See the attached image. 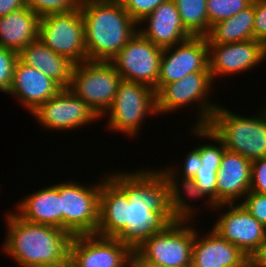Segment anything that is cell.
Returning <instances> with one entry per match:
<instances>
[{"label":"cell","mask_w":266,"mask_h":267,"mask_svg":"<svg viewBox=\"0 0 266 267\" xmlns=\"http://www.w3.org/2000/svg\"><path fill=\"white\" fill-rule=\"evenodd\" d=\"M151 169L107 174L101 182L96 235L116 238L133 251L175 222L167 181L159 169Z\"/></svg>","instance_id":"cell-1"},{"label":"cell","mask_w":266,"mask_h":267,"mask_svg":"<svg viewBox=\"0 0 266 267\" xmlns=\"http://www.w3.org/2000/svg\"><path fill=\"white\" fill-rule=\"evenodd\" d=\"M7 212V235L1 249L18 267L56 266L68 260L72 236L66 230L31 223L12 210Z\"/></svg>","instance_id":"cell-2"},{"label":"cell","mask_w":266,"mask_h":267,"mask_svg":"<svg viewBox=\"0 0 266 267\" xmlns=\"http://www.w3.org/2000/svg\"><path fill=\"white\" fill-rule=\"evenodd\" d=\"M87 60L110 61L137 33L119 0H80Z\"/></svg>","instance_id":"cell-3"},{"label":"cell","mask_w":266,"mask_h":267,"mask_svg":"<svg viewBox=\"0 0 266 267\" xmlns=\"http://www.w3.org/2000/svg\"><path fill=\"white\" fill-rule=\"evenodd\" d=\"M208 127L222 140L226 150L251 162L266 157V105L257 116L248 118L219 104Z\"/></svg>","instance_id":"cell-4"},{"label":"cell","mask_w":266,"mask_h":267,"mask_svg":"<svg viewBox=\"0 0 266 267\" xmlns=\"http://www.w3.org/2000/svg\"><path fill=\"white\" fill-rule=\"evenodd\" d=\"M213 80L210 71H199L187 74L176 82L164 85L156 93V112L157 116L175 112L185 106H192L197 103L198 112L194 126H208L214 111L219 104L212 103L209 96ZM211 88V89H210ZM207 96V97H206ZM201 105V106H200Z\"/></svg>","instance_id":"cell-5"},{"label":"cell","mask_w":266,"mask_h":267,"mask_svg":"<svg viewBox=\"0 0 266 267\" xmlns=\"http://www.w3.org/2000/svg\"><path fill=\"white\" fill-rule=\"evenodd\" d=\"M123 79L110 61L75 64L70 89L100 118L108 111Z\"/></svg>","instance_id":"cell-6"},{"label":"cell","mask_w":266,"mask_h":267,"mask_svg":"<svg viewBox=\"0 0 266 267\" xmlns=\"http://www.w3.org/2000/svg\"><path fill=\"white\" fill-rule=\"evenodd\" d=\"M157 116L156 93L148 85L122 80L108 111L106 123L112 132L135 137L146 116Z\"/></svg>","instance_id":"cell-7"},{"label":"cell","mask_w":266,"mask_h":267,"mask_svg":"<svg viewBox=\"0 0 266 267\" xmlns=\"http://www.w3.org/2000/svg\"><path fill=\"white\" fill-rule=\"evenodd\" d=\"M100 178L96 184L59 182L53 184L61 195V211L63 212V230L71 236L96 234L99 223Z\"/></svg>","instance_id":"cell-8"},{"label":"cell","mask_w":266,"mask_h":267,"mask_svg":"<svg viewBox=\"0 0 266 267\" xmlns=\"http://www.w3.org/2000/svg\"><path fill=\"white\" fill-rule=\"evenodd\" d=\"M39 39L56 54L69 58L75 64L87 61L84 22L80 6L66 13L42 16Z\"/></svg>","instance_id":"cell-9"},{"label":"cell","mask_w":266,"mask_h":267,"mask_svg":"<svg viewBox=\"0 0 266 267\" xmlns=\"http://www.w3.org/2000/svg\"><path fill=\"white\" fill-rule=\"evenodd\" d=\"M185 225V226H184ZM190 221H175L146 239L136 251L146 260L167 267H191L195 228Z\"/></svg>","instance_id":"cell-10"},{"label":"cell","mask_w":266,"mask_h":267,"mask_svg":"<svg viewBox=\"0 0 266 267\" xmlns=\"http://www.w3.org/2000/svg\"><path fill=\"white\" fill-rule=\"evenodd\" d=\"M162 52L137 31L110 62L124 81L148 85L157 93Z\"/></svg>","instance_id":"cell-11"},{"label":"cell","mask_w":266,"mask_h":267,"mask_svg":"<svg viewBox=\"0 0 266 267\" xmlns=\"http://www.w3.org/2000/svg\"><path fill=\"white\" fill-rule=\"evenodd\" d=\"M228 208L225 210L224 208ZM225 210L211 227L221 237L237 246L251 260L266 242V227L241 203L215 205L213 211Z\"/></svg>","instance_id":"cell-12"},{"label":"cell","mask_w":266,"mask_h":267,"mask_svg":"<svg viewBox=\"0 0 266 267\" xmlns=\"http://www.w3.org/2000/svg\"><path fill=\"white\" fill-rule=\"evenodd\" d=\"M46 131H66L99 120L94 111L70 89L62 88L55 96L41 104L33 113ZM89 123V124H88Z\"/></svg>","instance_id":"cell-13"},{"label":"cell","mask_w":266,"mask_h":267,"mask_svg":"<svg viewBox=\"0 0 266 267\" xmlns=\"http://www.w3.org/2000/svg\"><path fill=\"white\" fill-rule=\"evenodd\" d=\"M132 250L116 238L72 236L69 260L74 267H129Z\"/></svg>","instance_id":"cell-14"},{"label":"cell","mask_w":266,"mask_h":267,"mask_svg":"<svg viewBox=\"0 0 266 267\" xmlns=\"http://www.w3.org/2000/svg\"><path fill=\"white\" fill-rule=\"evenodd\" d=\"M199 71H209L206 37H191L180 44L164 48L157 80V92L164 85Z\"/></svg>","instance_id":"cell-15"},{"label":"cell","mask_w":266,"mask_h":267,"mask_svg":"<svg viewBox=\"0 0 266 267\" xmlns=\"http://www.w3.org/2000/svg\"><path fill=\"white\" fill-rule=\"evenodd\" d=\"M211 78L250 71L266 60V45L255 39L244 42L208 44ZM263 60V61H262ZM261 62V63H260Z\"/></svg>","instance_id":"cell-16"},{"label":"cell","mask_w":266,"mask_h":267,"mask_svg":"<svg viewBox=\"0 0 266 267\" xmlns=\"http://www.w3.org/2000/svg\"><path fill=\"white\" fill-rule=\"evenodd\" d=\"M62 87L36 68L18 59L15 63L9 95L19 99V103L30 113L55 96Z\"/></svg>","instance_id":"cell-17"},{"label":"cell","mask_w":266,"mask_h":267,"mask_svg":"<svg viewBox=\"0 0 266 267\" xmlns=\"http://www.w3.org/2000/svg\"><path fill=\"white\" fill-rule=\"evenodd\" d=\"M195 228L191 267H248L251 259L211 229L200 235Z\"/></svg>","instance_id":"cell-18"},{"label":"cell","mask_w":266,"mask_h":267,"mask_svg":"<svg viewBox=\"0 0 266 267\" xmlns=\"http://www.w3.org/2000/svg\"><path fill=\"white\" fill-rule=\"evenodd\" d=\"M143 23H147V25L137 26L138 32L162 49L180 44L192 37L185 30L179 11L173 0L159 5L149 15L143 18L138 25H142Z\"/></svg>","instance_id":"cell-19"},{"label":"cell","mask_w":266,"mask_h":267,"mask_svg":"<svg viewBox=\"0 0 266 267\" xmlns=\"http://www.w3.org/2000/svg\"><path fill=\"white\" fill-rule=\"evenodd\" d=\"M251 167L250 160L225 149L217 171L216 205L234 204L240 198L238 203L242 202L250 191Z\"/></svg>","instance_id":"cell-20"},{"label":"cell","mask_w":266,"mask_h":267,"mask_svg":"<svg viewBox=\"0 0 266 267\" xmlns=\"http://www.w3.org/2000/svg\"><path fill=\"white\" fill-rule=\"evenodd\" d=\"M20 200L16 204L15 213L23 220L63 229L61 195L54 185L36 190Z\"/></svg>","instance_id":"cell-21"},{"label":"cell","mask_w":266,"mask_h":267,"mask_svg":"<svg viewBox=\"0 0 266 267\" xmlns=\"http://www.w3.org/2000/svg\"><path fill=\"white\" fill-rule=\"evenodd\" d=\"M159 170L168 184L169 207L175 221H190L194 223L192 219H194L196 216L195 214H197L195 211L200 209H196L195 206L193 207V205L189 204L191 199L195 200L197 198L201 200V198H205L207 200L206 205H208V209L215 208V204L197 186L193 178L182 176L180 178L169 166L168 168H160ZM178 178H180L181 181ZM187 198H189V200Z\"/></svg>","instance_id":"cell-22"},{"label":"cell","mask_w":266,"mask_h":267,"mask_svg":"<svg viewBox=\"0 0 266 267\" xmlns=\"http://www.w3.org/2000/svg\"><path fill=\"white\" fill-rule=\"evenodd\" d=\"M19 59L56 81L62 88H68L75 63L56 54L40 39L29 43L19 52Z\"/></svg>","instance_id":"cell-23"},{"label":"cell","mask_w":266,"mask_h":267,"mask_svg":"<svg viewBox=\"0 0 266 267\" xmlns=\"http://www.w3.org/2000/svg\"><path fill=\"white\" fill-rule=\"evenodd\" d=\"M41 17L28 7L0 17V46L19 53L39 39Z\"/></svg>","instance_id":"cell-24"},{"label":"cell","mask_w":266,"mask_h":267,"mask_svg":"<svg viewBox=\"0 0 266 267\" xmlns=\"http://www.w3.org/2000/svg\"><path fill=\"white\" fill-rule=\"evenodd\" d=\"M255 0L246 9L211 26L208 44L244 42L253 39Z\"/></svg>","instance_id":"cell-25"},{"label":"cell","mask_w":266,"mask_h":267,"mask_svg":"<svg viewBox=\"0 0 266 267\" xmlns=\"http://www.w3.org/2000/svg\"><path fill=\"white\" fill-rule=\"evenodd\" d=\"M185 30L192 37H206L211 26L207 16V0H173Z\"/></svg>","instance_id":"cell-26"},{"label":"cell","mask_w":266,"mask_h":267,"mask_svg":"<svg viewBox=\"0 0 266 267\" xmlns=\"http://www.w3.org/2000/svg\"><path fill=\"white\" fill-rule=\"evenodd\" d=\"M192 129V134L198 136V138L208 139L212 140V142L216 141L214 143H218V145L211 143L201 144L200 158L203 164L202 166L219 167L225 151L222 140L208 126L193 125Z\"/></svg>","instance_id":"cell-27"},{"label":"cell","mask_w":266,"mask_h":267,"mask_svg":"<svg viewBox=\"0 0 266 267\" xmlns=\"http://www.w3.org/2000/svg\"><path fill=\"white\" fill-rule=\"evenodd\" d=\"M253 0H207L209 25L226 20L252 4Z\"/></svg>","instance_id":"cell-28"},{"label":"cell","mask_w":266,"mask_h":267,"mask_svg":"<svg viewBox=\"0 0 266 267\" xmlns=\"http://www.w3.org/2000/svg\"><path fill=\"white\" fill-rule=\"evenodd\" d=\"M80 0H25L26 6L38 16L66 13L79 6Z\"/></svg>","instance_id":"cell-29"},{"label":"cell","mask_w":266,"mask_h":267,"mask_svg":"<svg viewBox=\"0 0 266 267\" xmlns=\"http://www.w3.org/2000/svg\"><path fill=\"white\" fill-rule=\"evenodd\" d=\"M19 53L0 46V91L8 94Z\"/></svg>","instance_id":"cell-30"},{"label":"cell","mask_w":266,"mask_h":267,"mask_svg":"<svg viewBox=\"0 0 266 267\" xmlns=\"http://www.w3.org/2000/svg\"><path fill=\"white\" fill-rule=\"evenodd\" d=\"M122 7L131 18L138 24L149 15L155 8L169 0H119Z\"/></svg>","instance_id":"cell-31"},{"label":"cell","mask_w":266,"mask_h":267,"mask_svg":"<svg viewBox=\"0 0 266 267\" xmlns=\"http://www.w3.org/2000/svg\"><path fill=\"white\" fill-rule=\"evenodd\" d=\"M219 167L201 166L193 177L197 186L216 205V179Z\"/></svg>","instance_id":"cell-32"},{"label":"cell","mask_w":266,"mask_h":267,"mask_svg":"<svg viewBox=\"0 0 266 267\" xmlns=\"http://www.w3.org/2000/svg\"><path fill=\"white\" fill-rule=\"evenodd\" d=\"M241 204L266 227V194L249 191Z\"/></svg>","instance_id":"cell-33"},{"label":"cell","mask_w":266,"mask_h":267,"mask_svg":"<svg viewBox=\"0 0 266 267\" xmlns=\"http://www.w3.org/2000/svg\"><path fill=\"white\" fill-rule=\"evenodd\" d=\"M250 191L266 194V157L252 161Z\"/></svg>","instance_id":"cell-34"},{"label":"cell","mask_w":266,"mask_h":267,"mask_svg":"<svg viewBox=\"0 0 266 267\" xmlns=\"http://www.w3.org/2000/svg\"><path fill=\"white\" fill-rule=\"evenodd\" d=\"M253 39L266 45V0H255Z\"/></svg>","instance_id":"cell-35"},{"label":"cell","mask_w":266,"mask_h":267,"mask_svg":"<svg viewBox=\"0 0 266 267\" xmlns=\"http://www.w3.org/2000/svg\"><path fill=\"white\" fill-rule=\"evenodd\" d=\"M183 161V169L180 167L178 169V166L175 167L177 170L174 168V166L170 165L169 167H171L176 174H179L178 176L182 175V177L193 178L197 170L203 165L200 158V146L198 145L197 147H194L193 150L188 151V154ZM179 170H182V173Z\"/></svg>","instance_id":"cell-36"},{"label":"cell","mask_w":266,"mask_h":267,"mask_svg":"<svg viewBox=\"0 0 266 267\" xmlns=\"http://www.w3.org/2000/svg\"><path fill=\"white\" fill-rule=\"evenodd\" d=\"M26 6L25 0H0V17Z\"/></svg>","instance_id":"cell-37"},{"label":"cell","mask_w":266,"mask_h":267,"mask_svg":"<svg viewBox=\"0 0 266 267\" xmlns=\"http://www.w3.org/2000/svg\"><path fill=\"white\" fill-rule=\"evenodd\" d=\"M129 267H167L152 263L144 259L136 250H133L130 257Z\"/></svg>","instance_id":"cell-38"},{"label":"cell","mask_w":266,"mask_h":267,"mask_svg":"<svg viewBox=\"0 0 266 267\" xmlns=\"http://www.w3.org/2000/svg\"><path fill=\"white\" fill-rule=\"evenodd\" d=\"M251 263L255 267H266V242L262 246L261 250L251 260Z\"/></svg>","instance_id":"cell-39"},{"label":"cell","mask_w":266,"mask_h":267,"mask_svg":"<svg viewBox=\"0 0 266 267\" xmlns=\"http://www.w3.org/2000/svg\"><path fill=\"white\" fill-rule=\"evenodd\" d=\"M45 267H74L72 262L68 259L64 263L56 266H45Z\"/></svg>","instance_id":"cell-40"},{"label":"cell","mask_w":266,"mask_h":267,"mask_svg":"<svg viewBox=\"0 0 266 267\" xmlns=\"http://www.w3.org/2000/svg\"><path fill=\"white\" fill-rule=\"evenodd\" d=\"M248 267H255L252 263Z\"/></svg>","instance_id":"cell-41"}]
</instances>
